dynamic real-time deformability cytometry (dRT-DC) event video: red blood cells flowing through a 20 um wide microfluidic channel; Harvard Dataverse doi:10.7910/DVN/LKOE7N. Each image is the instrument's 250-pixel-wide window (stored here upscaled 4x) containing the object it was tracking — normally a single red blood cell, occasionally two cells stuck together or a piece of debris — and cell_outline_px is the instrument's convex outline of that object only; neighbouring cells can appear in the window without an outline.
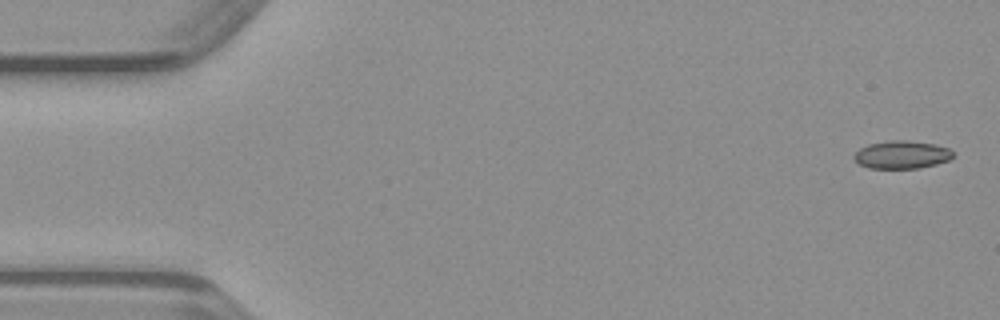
{"species": "common noctule bat (a hibernating species)", "species_latin": "Nyctalus noctula", "temperature_condition": "warm", "stored_images_in_passage": 43, "camera_frame_rate_fps": 3000, "um_per_image_px": 0.085, "animal": {"sex": "male", "body_mass_g": 23.1, "forearm_length_mm": 52.7}, "frame": {"image": 1, "passage_image": 1, "time_ms": 0.0, "image_size_px": [1000, 320], "cell_outline_px": [[952, 156], [948, 160], [936, 164], [916, 168], [868, 168], [860, 164], [852, 156], [860, 148], [868, 144], [892, 140], [904, 140], [932, 144], [948, 148], [952, 152]], "centroid_in_image_um": [76.61, 13.15], "position_along_channel_um": 8.4, "area_um2": 15.78}}
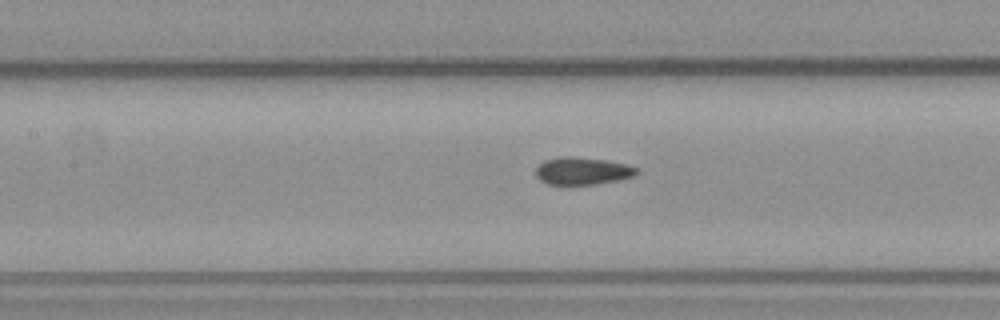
{"frame": {"image": 2, "passage_image": 21, "time_ms": 6.667, "image_size_px": [1000, 320], "cell_outline_px": [[640, 172], [632, 176], [620, 180], [596, 184], [548, 184], [540, 180], [536, 176], [536, 168], [544, 160], [556, 156], [572, 156], [604, 160], [624, 164], [640, 168]], "centroid_in_image_um": [49.51, 14.52], "position_along_channel_um": 157.9, "area_um2": 16.18}}
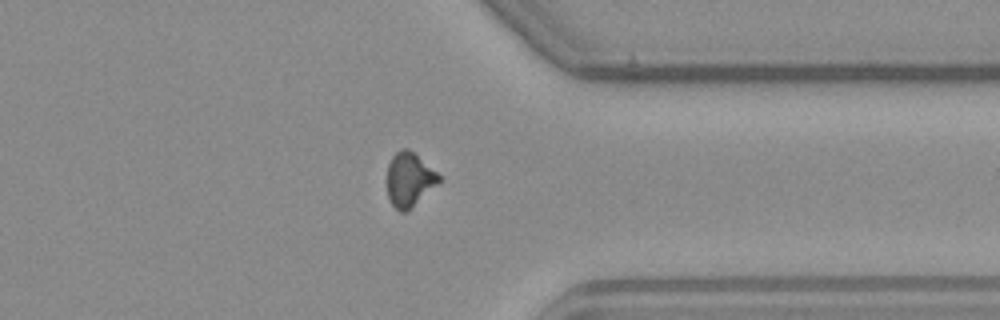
{"frame": {"image": 3, "passage_image": 37, "time_ms": 12.0, "image_size_px": [1000, 320], "cell_outline_px": [[440, 180], [436, 184], [404, 212], [400, 212], [392, 204], [388, 196], [388, 164], [392, 156], [400, 148], [408, 148], [436, 172], [440, 176]], "centroid_in_image_um": [34.75, 15.22], "position_along_channel_um": 376.6, "area_um2": 15.61}}